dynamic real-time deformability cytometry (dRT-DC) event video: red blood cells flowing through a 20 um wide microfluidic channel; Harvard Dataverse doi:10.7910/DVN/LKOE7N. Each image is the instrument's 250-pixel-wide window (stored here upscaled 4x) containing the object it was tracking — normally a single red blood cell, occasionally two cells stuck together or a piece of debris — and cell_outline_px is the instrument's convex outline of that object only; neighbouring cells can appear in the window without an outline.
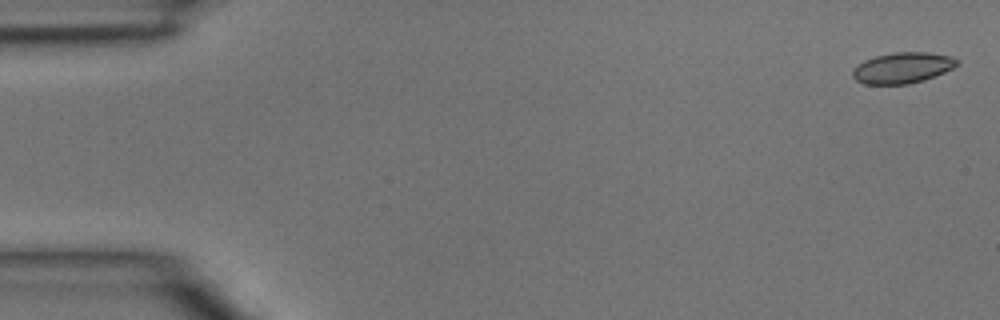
{"species": "common noctule bat (a hibernating species)", "species_latin": "Nyctalus noctula", "temperature_condition": "room temperature", "stored_images_in_passage": 46, "camera_frame_rate_fps": 3000, "um_per_image_px": 0.085, "animal": {"sex": "male", "body_mass_g": 15.6}, "frame": {"image": 1, "passage_image": 1, "time_ms": 0.0, "image_size_px": [1000, 320], "cell_outline_px": [[960, 64], [944, 72], [924, 80], [908, 84], [864, 84], [856, 80], [852, 76], [852, 72], [864, 60], [876, 56], [892, 52], [928, 52], [952, 56], [960, 60]], "centroid_in_image_um": [76.76, 5.76], "position_along_channel_um": 8.2, "area_um2": 18.79}}
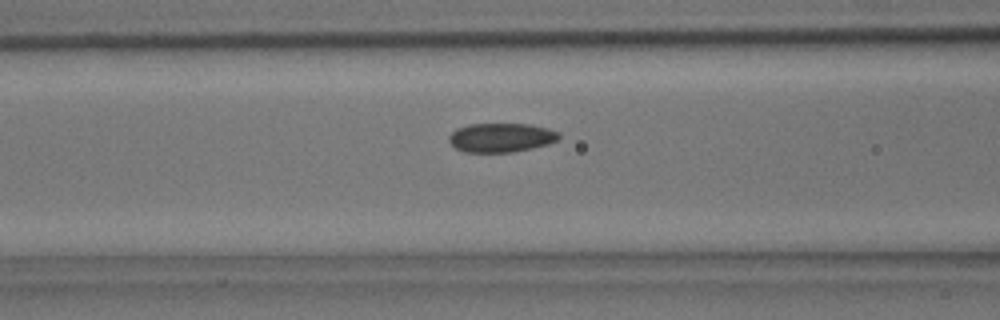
{"frame": {"image": 2, "passage_image": 18, "time_ms": 5.667, "image_size_px": [1000, 320], "cell_outline_px": [[560, 136], [556, 140], [548, 144], [532, 148], [512, 152], [464, 152], [456, 148], [448, 140], [448, 136], [456, 128], [468, 124], [528, 124], [548, 128], [556, 132]], "centroid_in_image_um": [42.55, 11.69], "position_along_channel_um": 124.0, "area_um2": 18.55}}
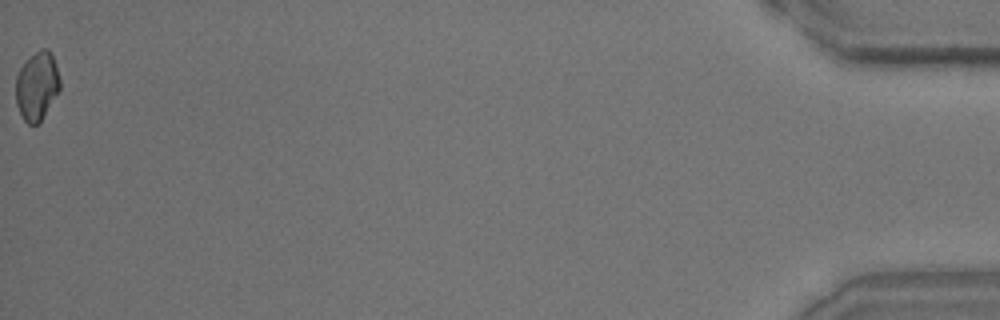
{"frame": {"image": 3, "passage_image": 46, "time_ms": 15.0, "image_size_px": [1000, 320], "cell_outline_px": [[60, 88], [40, 120], [36, 124], [28, 124], [24, 120], [16, 104], [16, 76], [20, 68], [40, 48], [48, 48], [52, 52], [56, 64], [60, 80]], "centroid_in_image_um": [3.14, 7.27], "position_along_channel_um": 432.1, "area_um2": 17.28}}